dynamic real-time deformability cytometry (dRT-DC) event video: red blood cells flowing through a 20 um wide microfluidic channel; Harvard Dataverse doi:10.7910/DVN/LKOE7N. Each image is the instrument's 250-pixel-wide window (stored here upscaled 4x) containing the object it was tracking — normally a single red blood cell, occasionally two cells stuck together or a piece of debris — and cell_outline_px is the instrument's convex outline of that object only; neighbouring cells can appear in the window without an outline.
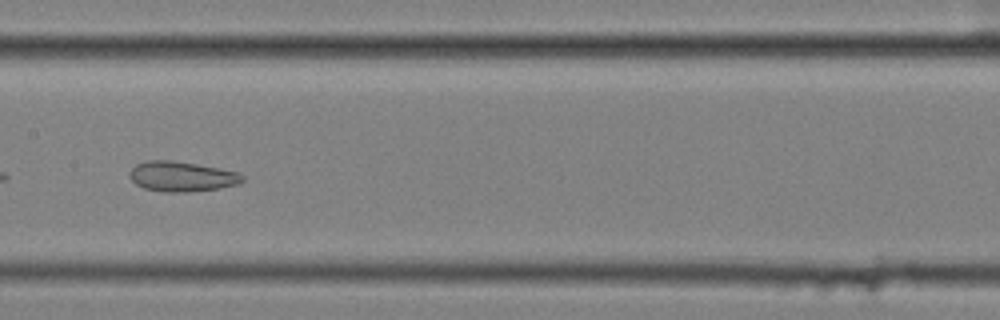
{"species": "common noctule bat (a hibernating species)", "species_latin": "Nyctalus noctula", "temperature_condition": "cold", "stored_images_in_passage": 56, "camera_frame_rate_fps": 3000, "um_per_image_px": 0.085, "animal": {"sex": "female", "body_mass_g": 25.1}, "frame": {"image": 1, "passage_image": 28, "time_ms": 9.0, "image_size_px": [1000, 320], "cell_outline_px": [[244, 180], [240, 184], [220, 188], [188, 192], [164, 192], [144, 188], [136, 184], [128, 176], [128, 172], [136, 164], [148, 160], [172, 160], [220, 168], [240, 172], [244, 176]], "centroid_in_image_um": [15.47, 15.0], "position_along_channel_um": 191.9, "area_um2": 20.0}}
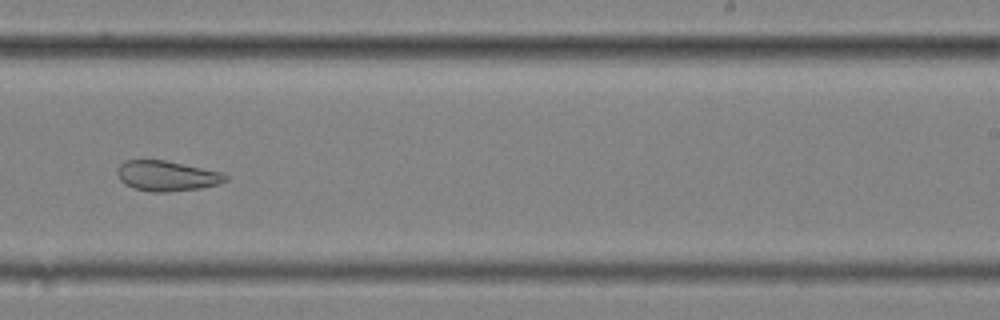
{"frame": {"image": 2, "passage_image": 35, "time_ms": 11.333, "image_size_px": [1000, 320], "cell_outline_px": [[228, 180], [216, 184], [200, 188], [168, 192], [152, 192], [132, 188], [124, 184], [120, 180], [116, 172], [120, 164], [128, 160], [164, 160], [224, 172], [228, 176]], "centroid_in_image_um": [14.18, 14.95], "position_along_channel_um": 274.8, "area_um2": 19.13}}
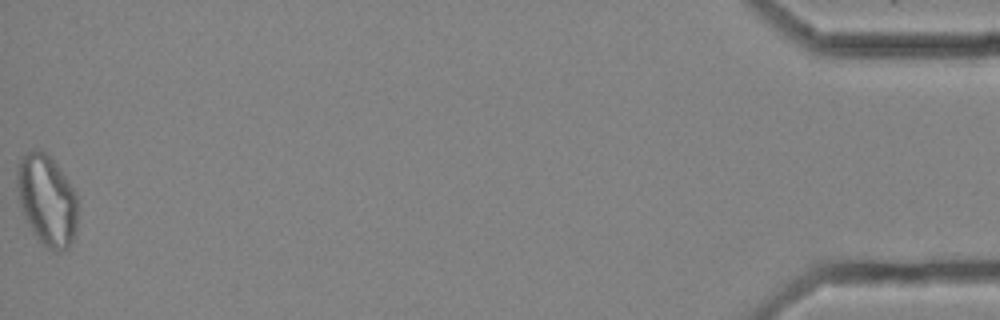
{"frame": {"image": 3, "passage_image": 56, "time_ms": 18.333, "image_size_px": [1000, 320], "cell_outline_px": [[76, 228], [72, 240], [68, 248], [64, 252], [56, 252], [48, 248], [32, 232], [20, 208], [16, 188], [16, 168], [20, 156], [36, 148], [40, 148], [56, 164], [76, 192]], "centroid_in_image_um": [3.95, 17.0], "position_along_channel_um": 431.3, "area_um2": 32.31}, "authors_computed_cell_mechanics": {"area_um2": 26.1834, "velocity_mm_per_s": 3.5627, "shape_relaxation_time_tau1_ms": null, "shape_relaxation_time_tau2_ms": 2.9251, "deformation_change_tau1": null, "deformation_change_tau2": 0.1043}}